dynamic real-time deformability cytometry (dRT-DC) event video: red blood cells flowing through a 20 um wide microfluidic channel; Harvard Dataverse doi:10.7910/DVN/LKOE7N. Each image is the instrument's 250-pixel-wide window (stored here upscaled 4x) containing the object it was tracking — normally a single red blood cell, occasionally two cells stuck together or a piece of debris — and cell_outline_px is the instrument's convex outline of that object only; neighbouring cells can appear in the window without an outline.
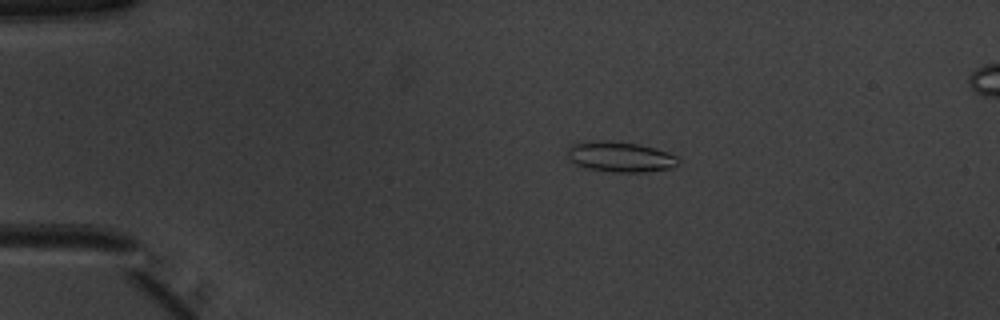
{"species": "common noctule bat (a hibernating species)", "species_latin": "Nyctalus noctula", "temperature_condition": "warm", "stored_images_in_passage": 52, "camera_frame_rate_fps": 3000, "um_per_image_px": 0.085, "animal": {"sex": "male", "body_mass_g": 20.1, "forearm_length_mm": 53.5}, "frame": {"image": 1, "passage_image": 11, "time_ms": 3.333, "image_size_px": [1000, 320], "cell_outline_px": [[680, 164], [672, 168], [644, 172], [612, 172], [588, 168], [576, 164], [568, 160], [568, 148], [572, 144], [600, 140], [608, 140], [636, 144], [656, 148], [668, 152], [676, 156], [680, 160]], "centroid_in_image_um": [52.75, 13.33], "position_along_channel_um": 32.2, "area_um2": 19.65}}
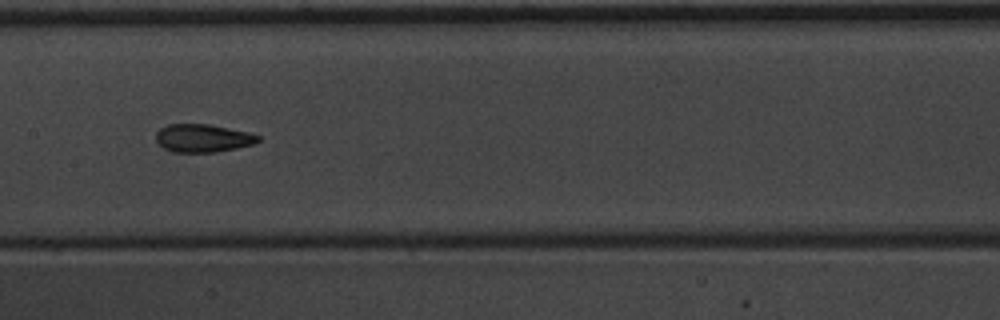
{"frame": {"image": 2, "passage_image": 27, "time_ms": 8.667, "image_size_px": [1000, 320], "cell_outline_px": [[260, 140], [256, 144], [216, 152], [172, 152], [164, 148], [156, 140], [156, 132], [160, 128], [168, 124], [208, 124], [248, 132], [260, 136]], "centroid_in_image_um": [17.25, 11.74], "position_along_channel_um": 190.1, "area_um2": 16.7}}
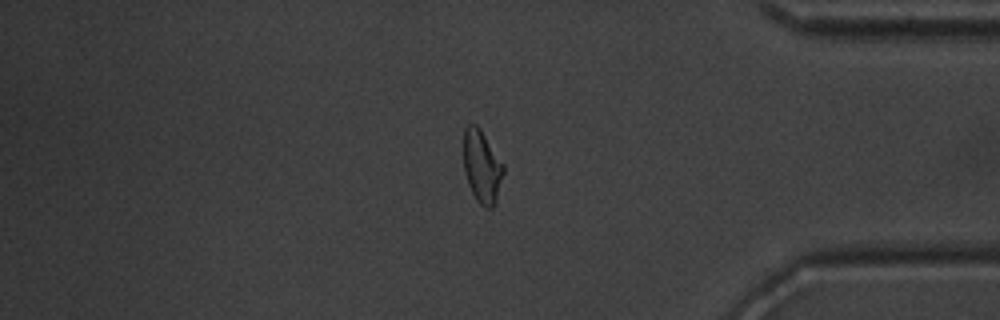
{"frame": {"image": 3, "passage_image": 44, "time_ms": 14.333, "image_size_px": [1000, 320], "cell_outline_px": [[504, 172], [496, 200], [492, 208], [484, 208], [476, 200], [468, 184], [464, 172], [464, 128], [468, 124], [476, 124], [480, 128], [504, 164]], "centroid_in_image_um": [40.96, 14.15], "position_along_channel_um": 394.2, "area_um2": 16.94}, "authors_computed_cell_mechanics": {"area_um2": 17.4267, "velocity_mm_per_s": 4.001, "shape_relaxation_time_tau1_ms": 4.2221, "shape_relaxation_time_tau2_ms": 1.7142, "deformation_change_tau1": 0.1485, "deformation_change_tau2": 0.0838}}